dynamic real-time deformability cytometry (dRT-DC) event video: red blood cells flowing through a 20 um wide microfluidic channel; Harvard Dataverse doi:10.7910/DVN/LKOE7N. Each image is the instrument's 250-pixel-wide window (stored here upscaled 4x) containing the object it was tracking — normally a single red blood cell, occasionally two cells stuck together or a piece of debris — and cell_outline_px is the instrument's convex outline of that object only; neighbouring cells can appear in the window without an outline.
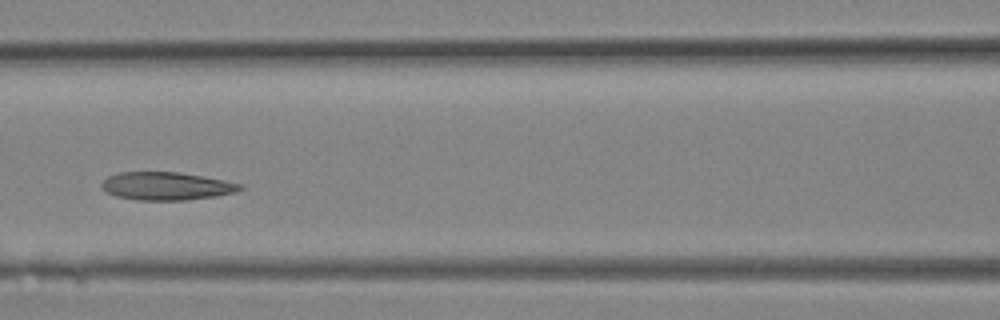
{"species": "Egyptian fruit bat (a non-hibernating species)", "species_latin": "Rousettus aegyptiacus", "temperature_condition": "room temperature", "stored_images_in_passage": 11, "camera_frame_rate_fps": 3000, "um_per_image_px": 0.085, "animal": {"sex": "female"}, "frame": {"image": 1, "passage_image": 10, "time_ms": 3.0, "image_size_px": [1000, 320], "cell_outline_px": [[244, 188], [236, 192], [216, 196], [184, 200], [136, 200], [116, 196], [104, 192], [100, 188], [100, 184], [108, 176], [120, 172], [180, 172], [204, 176], [244, 184]], "centroid_in_image_um": [14.14, 15.81], "position_along_channel_um": 152.5, "area_um2": 22.83}}